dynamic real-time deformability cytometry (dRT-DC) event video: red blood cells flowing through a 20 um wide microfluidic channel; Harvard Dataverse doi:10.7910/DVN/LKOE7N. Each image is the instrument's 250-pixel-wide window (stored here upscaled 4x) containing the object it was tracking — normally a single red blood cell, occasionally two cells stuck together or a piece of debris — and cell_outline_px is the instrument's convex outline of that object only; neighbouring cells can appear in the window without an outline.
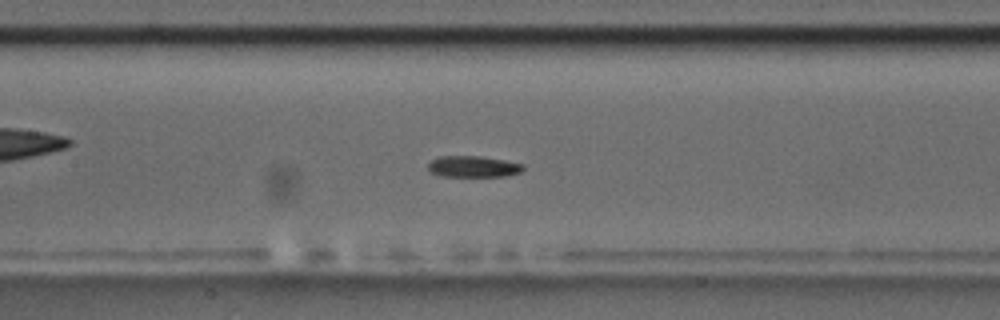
{"species": "common noctule bat (a hibernating species)", "species_latin": "Nyctalus noctula", "temperature_condition": "room temperature", "stored_images_in_passage": 58, "camera_frame_rate_fps": 3000, "um_per_image_px": 0.085, "animal": {"sex": "male", "body_mass_g": 17.5, "forearm_length_mm": 52.3}, "frame": {"image": 1, "passage_image": 27, "time_ms": 8.667, "image_size_px": [1000, 320], "cell_outline_px": [[524, 168], [520, 172], [504, 176], [440, 176], [432, 172], [428, 168], [428, 164], [432, 160], [440, 156], [480, 156], [504, 160], [524, 164]], "centroid_in_image_um": [40.23, 14.15], "position_along_channel_um": 167.2, "area_um2": 11.68}}
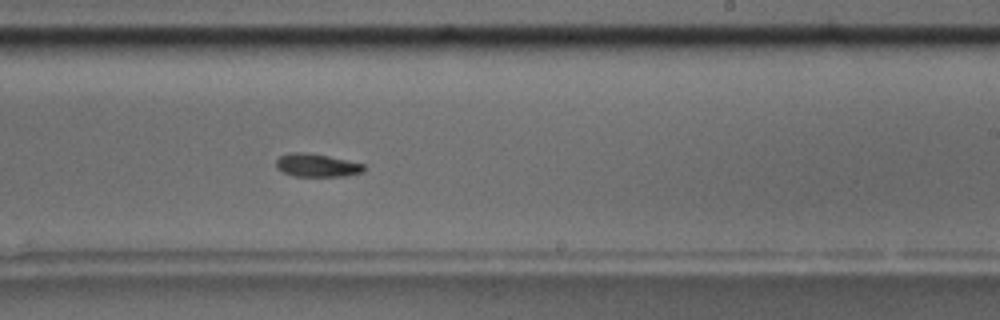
{"frame": {"image": 2, "passage_image": 35, "time_ms": 11.333, "image_size_px": [1000, 320], "cell_outline_px": [[364, 172], [344, 176], [296, 176], [284, 172], [276, 168], [276, 160], [280, 156], [288, 152], [308, 152], [348, 160], [364, 164]], "centroid_in_image_um": [26.92, 14.04], "position_along_channel_um": 262.1, "area_um2": 11.85}}
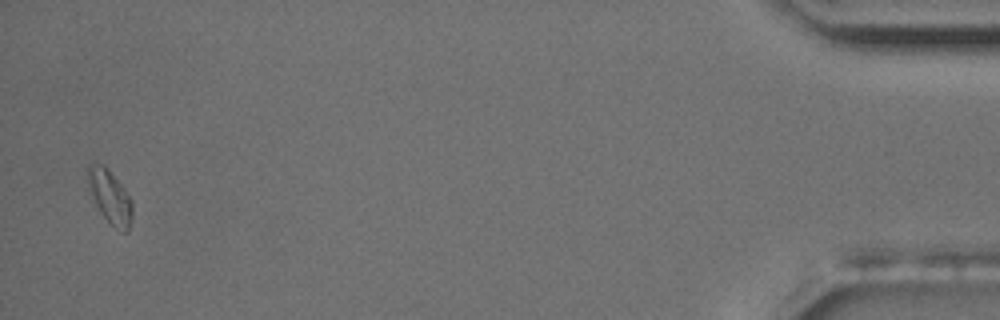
{"frame": {"image": 3, "passage_image": 56, "time_ms": 18.333, "image_size_px": [1000, 320], "cell_outline_px": [[132, 216], [128, 232], [124, 232], [116, 228], [100, 212], [88, 188], [88, 164], [92, 160], [104, 164], [108, 168], [124, 188], [132, 200]], "centroid_in_image_um": [9.34, 16.66], "position_along_channel_um": 425.9, "area_um2": 13.93}}